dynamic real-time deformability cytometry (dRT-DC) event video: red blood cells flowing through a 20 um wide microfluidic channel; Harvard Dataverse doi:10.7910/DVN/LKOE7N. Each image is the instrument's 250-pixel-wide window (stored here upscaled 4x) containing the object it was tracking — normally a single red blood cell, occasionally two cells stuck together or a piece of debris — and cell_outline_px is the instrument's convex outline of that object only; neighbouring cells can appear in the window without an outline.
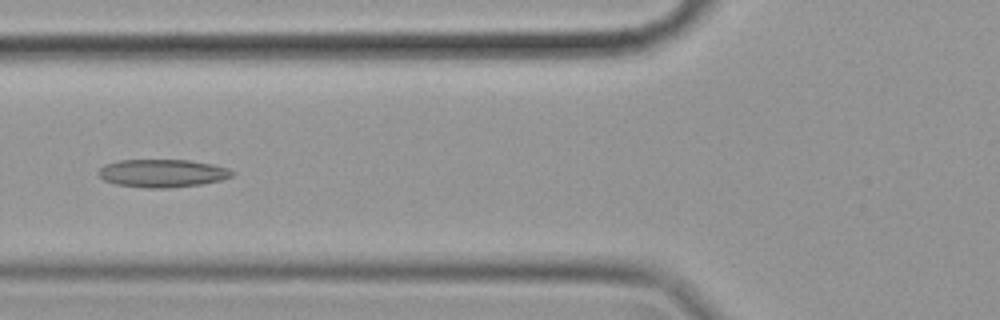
{"species": "common noctule bat (a hibernating species)", "species_latin": "Nyctalus noctula", "temperature_condition": "cold", "stored_images_in_passage": 52, "camera_frame_rate_fps": 3000, "um_per_image_px": 0.085, "animal": {"sex": "female", "body_mass_g": 19.9}, "frame": {"image": 1, "passage_image": 17, "time_ms": 5.333, "image_size_px": [1000, 320], "cell_outline_px": [[236, 172], [232, 176], [220, 180], [200, 184], [168, 188], [144, 188], [116, 184], [104, 180], [96, 172], [104, 164], [120, 160], [188, 160], [212, 164], [228, 168]], "centroid_in_image_um": [13.78, 14.72], "position_along_channel_um": 112.0, "area_um2": 21.79}}
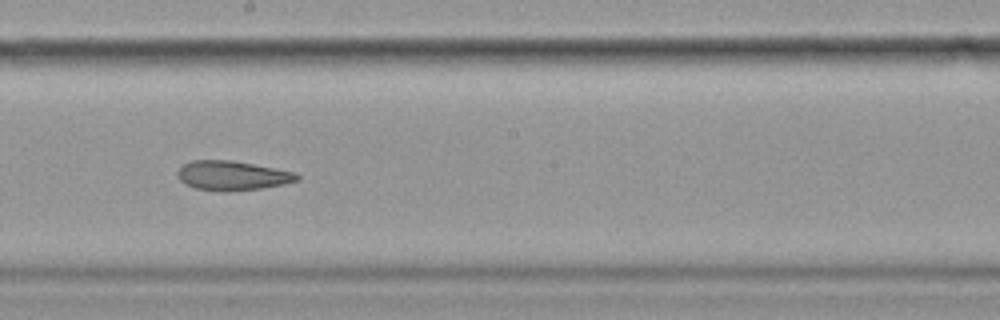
{"frame": {"image": 2, "passage_image": 27, "time_ms": 8.667, "image_size_px": [1000, 320], "cell_outline_px": [[300, 180], [284, 184], [264, 188], [228, 192], [224, 192], [196, 188], [184, 184], [180, 180], [176, 172], [184, 164], [192, 160], [232, 160], [296, 172], [300, 176]], "centroid_in_image_um": [19.77, 14.93], "position_along_channel_um": 228.4, "area_um2": 20.69}}
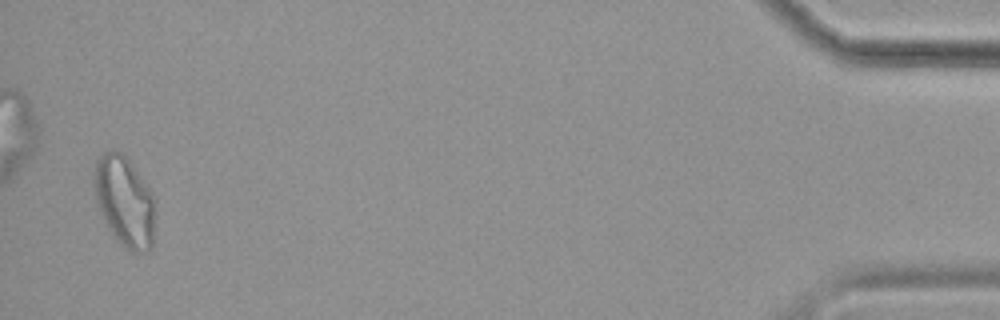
{"frame": {"image": 3, "passage_image": 51, "time_ms": 16.667, "image_size_px": [1000, 320], "cell_outline_px": [[156, 216], [152, 248], [148, 252], [132, 252], [124, 248], [116, 240], [104, 220], [100, 212], [96, 200], [92, 184], [92, 172], [96, 160], [104, 152], [124, 152], [144, 180], [152, 192], [156, 200]], "centroid_in_image_um": [10.61, 17.13], "position_along_channel_um": 424.6, "area_um2": 33.12}, "authors_computed_cell_mechanics": {"area_um2": 23.3801, "velocity_mm_per_s": 3.5015, "shape_relaxation_time_tau1_ms": null, "shape_relaxation_time_tau2_ms": 5.904, "deformation_change_tau1": null, "deformation_change_tau2": 0.1486}}